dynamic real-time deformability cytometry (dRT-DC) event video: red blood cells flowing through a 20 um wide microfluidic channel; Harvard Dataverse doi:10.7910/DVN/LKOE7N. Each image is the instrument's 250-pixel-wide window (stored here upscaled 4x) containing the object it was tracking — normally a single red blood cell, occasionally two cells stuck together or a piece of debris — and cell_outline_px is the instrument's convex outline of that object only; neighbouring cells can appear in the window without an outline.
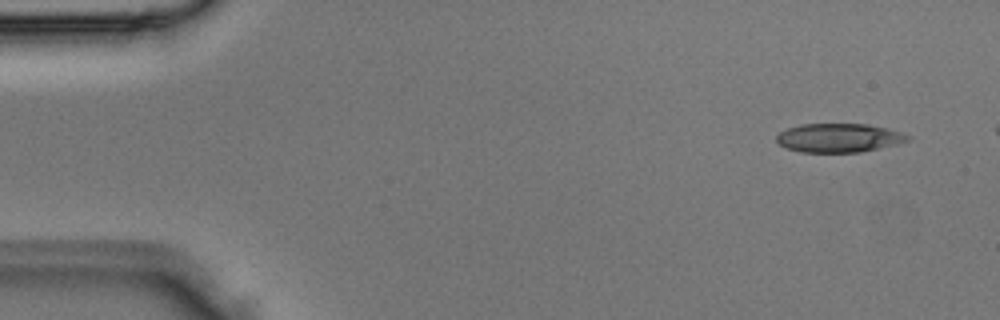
{"species": "Egyptian fruit bat (a non-hibernating species)", "species_latin": "Rousettus aegyptiacus", "temperature_condition": "room temperature", "stored_images_in_passage": 5, "camera_frame_rate_fps": 3000, "um_per_image_px": 0.085, "animal": {"sex": "male"}, "frame": {"image": 1, "passage_image": 1, "time_ms": 0.0, "image_size_px": [1000, 320], "cell_outline_px": [[908, 140], [896, 144], [860, 152], [800, 152], [788, 148], [780, 144], [776, 140], [776, 136], [780, 132], [788, 128], [800, 124], [868, 124], [888, 128], [900, 132], [908, 136]], "centroid_in_image_um": [71.27, 11.71], "position_along_channel_um": 13.7, "area_um2": 21.79}}
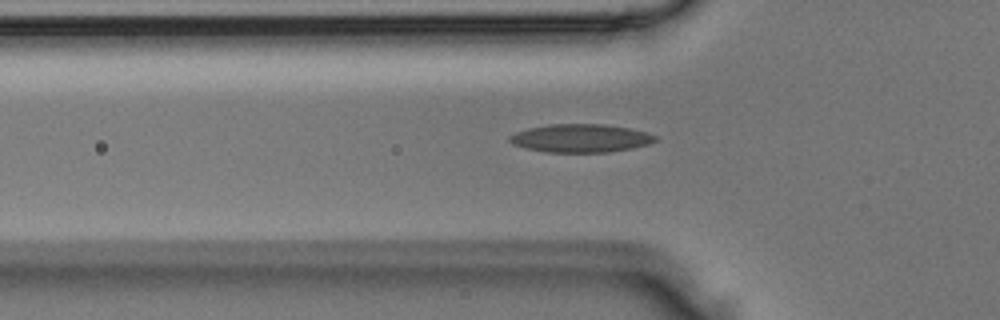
{"frame": {"image": 2, "passage_image": 5, "time_ms": 1.333, "image_size_px": [1000, 320], "cell_outline_px": [[656, 140], [648, 144], [632, 148], [608, 152], [548, 152], [524, 148], [512, 144], [508, 140], [508, 136], [516, 132], [528, 128], [548, 124], [604, 124], [628, 128], [648, 132], [656, 136]], "centroid_in_image_um": [49.32, 11.74], "position_along_channel_um": 76.5, "area_um2": 23.99}}